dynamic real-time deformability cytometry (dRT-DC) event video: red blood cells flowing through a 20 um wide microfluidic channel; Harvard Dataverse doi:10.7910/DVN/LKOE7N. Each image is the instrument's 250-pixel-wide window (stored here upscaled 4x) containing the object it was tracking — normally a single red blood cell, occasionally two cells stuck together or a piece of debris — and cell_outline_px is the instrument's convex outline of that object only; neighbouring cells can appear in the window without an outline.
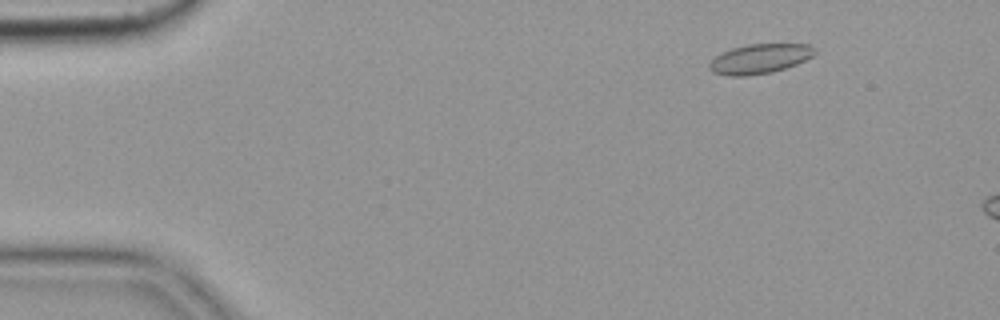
{"species": "common noctule bat (a hibernating species)", "species_latin": "Nyctalus noctula", "temperature_condition": "cold", "stored_images_in_passage": 4, "camera_frame_rate_fps": 3000, "um_per_image_px": 0.085, "animal": {"sex": "female", "body_mass_g": 19.9}, "frame": {"image": 1, "passage_image": 2, "time_ms": 0.333, "image_size_px": [1000, 320], "cell_outline_px": [[816, 52], [812, 56], [796, 64], [772, 72], [748, 76], [728, 76], [712, 72], [708, 68], [708, 64], [716, 56], [732, 48], [748, 44], [812, 44], [816, 48]], "centroid_in_image_um": [64.58, 5.0], "position_along_channel_um": 20.4, "area_um2": 18.21}}